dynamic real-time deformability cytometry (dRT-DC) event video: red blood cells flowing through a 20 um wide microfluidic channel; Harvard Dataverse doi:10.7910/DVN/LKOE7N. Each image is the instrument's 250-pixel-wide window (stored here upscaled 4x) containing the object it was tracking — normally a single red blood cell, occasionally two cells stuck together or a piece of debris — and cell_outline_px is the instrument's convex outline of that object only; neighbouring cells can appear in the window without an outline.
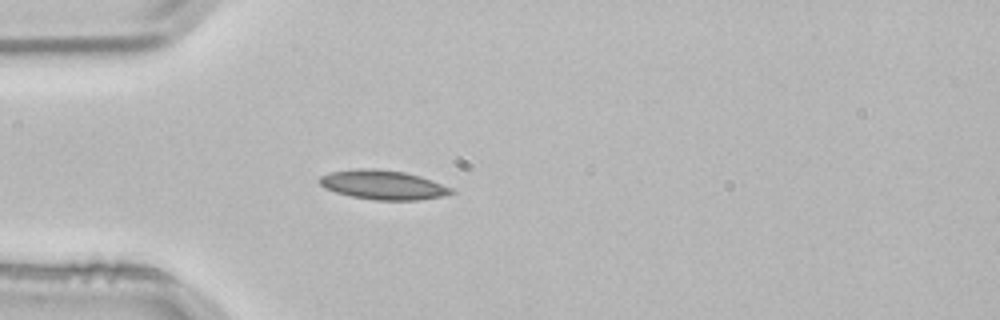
{"species": "common noctule bat (a hibernating species)", "species_latin": "Nyctalus noctula", "temperature_condition": "room temperature", "stored_images_in_passage": 1, "camera_frame_rate_fps": 3000, "um_per_image_px": 0.085, "animal": {"sex": "male", "body_mass_g": 21.5, "forearm_length_mm": 52.0}, "frame": {"image": 1, "passage_image": 1, "time_ms": 0.0, "image_size_px": [1000, 320], "cell_outline_px": [[456, 192], [440, 196], [416, 200], [376, 200], [352, 196], [336, 192], [324, 188], [316, 180], [320, 176], [328, 172], [356, 168], [376, 168], [404, 172], [420, 176], [432, 180], [452, 188]], "centroid_in_image_um": [32.5, 15.69], "position_along_channel_um": 52.5, "area_um2": 22.54}}